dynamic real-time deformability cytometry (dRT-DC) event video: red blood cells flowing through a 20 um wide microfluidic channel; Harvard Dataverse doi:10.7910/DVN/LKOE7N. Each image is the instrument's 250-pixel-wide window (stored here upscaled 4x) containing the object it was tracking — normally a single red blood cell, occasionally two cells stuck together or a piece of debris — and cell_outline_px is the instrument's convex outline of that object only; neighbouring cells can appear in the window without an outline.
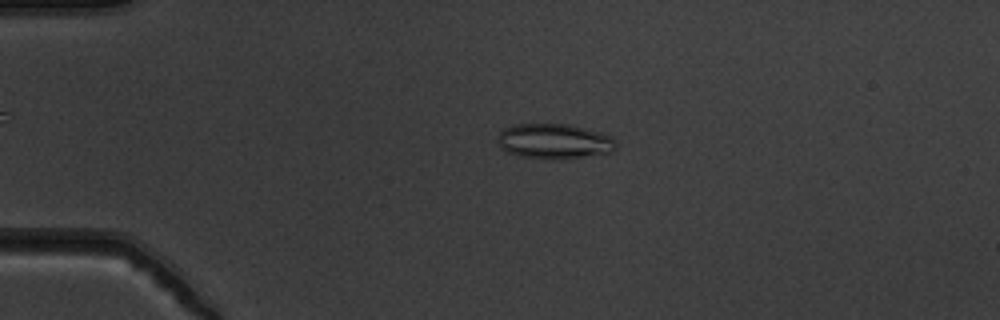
{"species": "common noctule bat (a hibernating species)", "species_latin": "Nyctalus noctula", "temperature_condition": "warm", "stored_images_in_passage": 44, "camera_frame_rate_fps": 3000, "um_per_image_px": 0.085, "animal": {"sex": "male", "body_mass_g": 19.5, "forearm_length_mm": 54.6}, "frame": {"image": 1, "passage_image": 3, "time_ms": 0.667, "image_size_px": [1000, 320], "cell_outline_px": [[616, 148], [612, 152], [560, 160], [556, 160], [520, 156], [508, 152], [500, 148], [496, 140], [500, 132], [504, 128], [512, 124], [572, 124], [600, 132], [612, 136], [616, 140]], "centroid_in_image_um": [47.11, 12.01], "position_along_channel_um": 37.9, "area_um2": 24.62}}
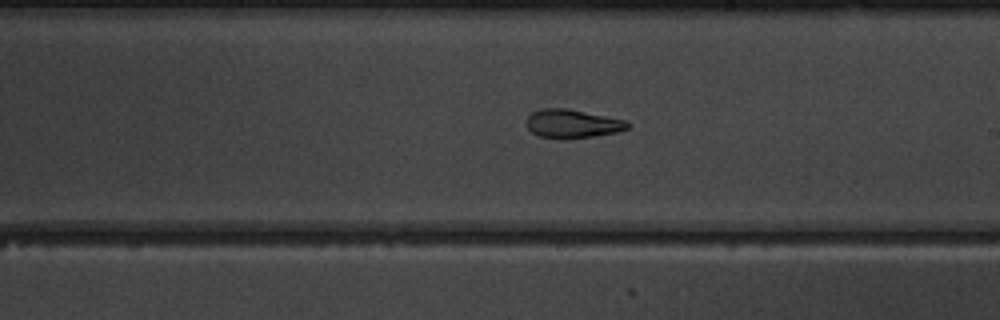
{"frame": {"image": 2, "passage_image": 22, "time_ms": 7.0, "image_size_px": [1000, 320], "cell_outline_px": [[632, 124], [628, 128], [616, 132], [592, 136], [540, 136], [532, 132], [528, 128], [528, 116], [532, 112], [540, 108], [564, 108], [628, 120]], "centroid_in_image_um": [48.71, 10.46], "position_along_channel_um": 240.3, "area_um2": 16.13}}
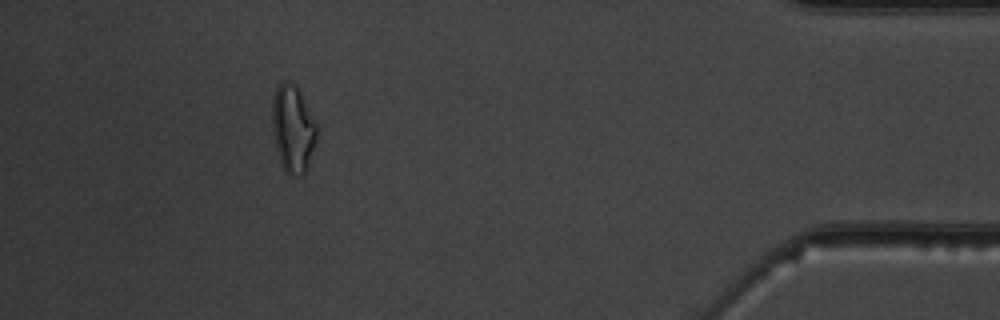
{"frame": {"image": 3, "passage_image": 39, "time_ms": 12.667, "image_size_px": [1000, 320], "cell_outline_px": [[316, 140], [308, 168], [300, 176], [288, 172], [284, 168], [280, 160], [276, 148], [272, 128], [272, 100], [276, 88], [280, 80], [288, 80], [296, 84], [316, 124]], "centroid_in_image_um": [24.88, 10.89], "position_along_channel_um": 410.3, "area_um2": 22.48}, "authors_computed_cell_mechanics": {"area_um2": 19.0162, "velocity_mm_per_s": 3.8594, "shape_relaxation_time_tau1_ms": null, "shape_relaxation_time_tau2_ms": 4.742, "deformation_change_tau1": null, "deformation_change_tau2": 0.121}}